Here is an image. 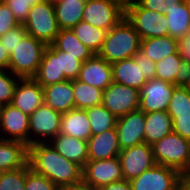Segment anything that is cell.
<instances>
[{
	"mask_svg": "<svg viewBox=\"0 0 190 190\" xmlns=\"http://www.w3.org/2000/svg\"><path fill=\"white\" fill-rule=\"evenodd\" d=\"M28 164L35 173L48 178L60 190L83 181V168L64 158L49 142L28 146Z\"/></svg>",
	"mask_w": 190,
	"mask_h": 190,
	"instance_id": "1",
	"label": "cell"
},
{
	"mask_svg": "<svg viewBox=\"0 0 190 190\" xmlns=\"http://www.w3.org/2000/svg\"><path fill=\"white\" fill-rule=\"evenodd\" d=\"M141 37L124 17L111 28L105 38L98 56L113 64L123 59L132 58L140 51Z\"/></svg>",
	"mask_w": 190,
	"mask_h": 190,
	"instance_id": "2",
	"label": "cell"
},
{
	"mask_svg": "<svg viewBox=\"0 0 190 190\" xmlns=\"http://www.w3.org/2000/svg\"><path fill=\"white\" fill-rule=\"evenodd\" d=\"M151 146L156 164L175 169L180 174L190 169V141L179 134L172 132Z\"/></svg>",
	"mask_w": 190,
	"mask_h": 190,
	"instance_id": "3",
	"label": "cell"
},
{
	"mask_svg": "<svg viewBox=\"0 0 190 190\" xmlns=\"http://www.w3.org/2000/svg\"><path fill=\"white\" fill-rule=\"evenodd\" d=\"M47 45L27 34L9 55L8 70L19 78H33Z\"/></svg>",
	"mask_w": 190,
	"mask_h": 190,
	"instance_id": "4",
	"label": "cell"
},
{
	"mask_svg": "<svg viewBox=\"0 0 190 190\" xmlns=\"http://www.w3.org/2000/svg\"><path fill=\"white\" fill-rule=\"evenodd\" d=\"M23 25L29 35L47 46L51 45L59 32L53 0L34 4Z\"/></svg>",
	"mask_w": 190,
	"mask_h": 190,
	"instance_id": "5",
	"label": "cell"
},
{
	"mask_svg": "<svg viewBox=\"0 0 190 190\" xmlns=\"http://www.w3.org/2000/svg\"><path fill=\"white\" fill-rule=\"evenodd\" d=\"M125 18L141 39L168 35L166 17L161 13L143 8L138 2L125 10Z\"/></svg>",
	"mask_w": 190,
	"mask_h": 190,
	"instance_id": "6",
	"label": "cell"
},
{
	"mask_svg": "<svg viewBox=\"0 0 190 190\" xmlns=\"http://www.w3.org/2000/svg\"><path fill=\"white\" fill-rule=\"evenodd\" d=\"M62 113L46 104L39 106L29 115V145L50 142L59 134Z\"/></svg>",
	"mask_w": 190,
	"mask_h": 190,
	"instance_id": "7",
	"label": "cell"
},
{
	"mask_svg": "<svg viewBox=\"0 0 190 190\" xmlns=\"http://www.w3.org/2000/svg\"><path fill=\"white\" fill-rule=\"evenodd\" d=\"M129 182L133 190H178L181 174L175 169L155 164Z\"/></svg>",
	"mask_w": 190,
	"mask_h": 190,
	"instance_id": "8",
	"label": "cell"
},
{
	"mask_svg": "<svg viewBox=\"0 0 190 190\" xmlns=\"http://www.w3.org/2000/svg\"><path fill=\"white\" fill-rule=\"evenodd\" d=\"M102 105L117 118L139 109L138 89L112 82L103 91Z\"/></svg>",
	"mask_w": 190,
	"mask_h": 190,
	"instance_id": "9",
	"label": "cell"
},
{
	"mask_svg": "<svg viewBox=\"0 0 190 190\" xmlns=\"http://www.w3.org/2000/svg\"><path fill=\"white\" fill-rule=\"evenodd\" d=\"M125 17V11L109 0H86L81 21L110 30Z\"/></svg>",
	"mask_w": 190,
	"mask_h": 190,
	"instance_id": "10",
	"label": "cell"
},
{
	"mask_svg": "<svg viewBox=\"0 0 190 190\" xmlns=\"http://www.w3.org/2000/svg\"><path fill=\"white\" fill-rule=\"evenodd\" d=\"M124 179L130 181L142 172L152 168L156 163L152 146L146 143L121 149L119 155Z\"/></svg>",
	"mask_w": 190,
	"mask_h": 190,
	"instance_id": "11",
	"label": "cell"
},
{
	"mask_svg": "<svg viewBox=\"0 0 190 190\" xmlns=\"http://www.w3.org/2000/svg\"><path fill=\"white\" fill-rule=\"evenodd\" d=\"M0 138L20 141L29 146V115L11 104L1 106Z\"/></svg>",
	"mask_w": 190,
	"mask_h": 190,
	"instance_id": "12",
	"label": "cell"
},
{
	"mask_svg": "<svg viewBox=\"0 0 190 190\" xmlns=\"http://www.w3.org/2000/svg\"><path fill=\"white\" fill-rule=\"evenodd\" d=\"M176 86L173 83L156 78L148 80L139 90V109L144 113L167 111Z\"/></svg>",
	"mask_w": 190,
	"mask_h": 190,
	"instance_id": "13",
	"label": "cell"
},
{
	"mask_svg": "<svg viewBox=\"0 0 190 190\" xmlns=\"http://www.w3.org/2000/svg\"><path fill=\"white\" fill-rule=\"evenodd\" d=\"M119 157L87 161L83 168V181L97 188L123 180Z\"/></svg>",
	"mask_w": 190,
	"mask_h": 190,
	"instance_id": "14",
	"label": "cell"
},
{
	"mask_svg": "<svg viewBox=\"0 0 190 190\" xmlns=\"http://www.w3.org/2000/svg\"><path fill=\"white\" fill-rule=\"evenodd\" d=\"M167 113L173 120V132L190 141V90L183 85L174 88Z\"/></svg>",
	"mask_w": 190,
	"mask_h": 190,
	"instance_id": "15",
	"label": "cell"
},
{
	"mask_svg": "<svg viewBox=\"0 0 190 190\" xmlns=\"http://www.w3.org/2000/svg\"><path fill=\"white\" fill-rule=\"evenodd\" d=\"M116 131L121 149L144 143L145 113L138 109L119 117Z\"/></svg>",
	"mask_w": 190,
	"mask_h": 190,
	"instance_id": "16",
	"label": "cell"
},
{
	"mask_svg": "<svg viewBox=\"0 0 190 190\" xmlns=\"http://www.w3.org/2000/svg\"><path fill=\"white\" fill-rule=\"evenodd\" d=\"M43 103V87L34 78H20L15 87L11 105L31 115Z\"/></svg>",
	"mask_w": 190,
	"mask_h": 190,
	"instance_id": "17",
	"label": "cell"
},
{
	"mask_svg": "<svg viewBox=\"0 0 190 190\" xmlns=\"http://www.w3.org/2000/svg\"><path fill=\"white\" fill-rule=\"evenodd\" d=\"M77 80L105 90L113 82L112 66L104 58L94 54L82 63Z\"/></svg>",
	"mask_w": 190,
	"mask_h": 190,
	"instance_id": "18",
	"label": "cell"
},
{
	"mask_svg": "<svg viewBox=\"0 0 190 190\" xmlns=\"http://www.w3.org/2000/svg\"><path fill=\"white\" fill-rule=\"evenodd\" d=\"M111 66L113 82L140 90L148 81L142 76L141 51L137 52L132 58L115 62Z\"/></svg>",
	"mask_w": 190,
	"mask_h": 190,
	"instance_id": "19",
	"label": "cell"
},
{
	"mask_svg": "<svg viewBox=\"0 0 190 190\" xmlns=\"http://www.w3.org/2000/svg\"><path fill=\"white\" fill-rule=\"evenodd\" d=\"M88 161L117 157L121 151L116 127L100 134L92 135L88 141Z\"/></svg>",
	"mask_w": 190,
	"mask_h": 190,
	"instance_id": "20",
	"label": "cell"
},
{
	"mask_svg": "<svg viewBox=\"0 0 190 190\" xmlns=\"http://www.w3.org/2000/svg\"><path fill=\"white\" fill-rule=\"evenodd\" d=\"M43 87L44 104L60 113L75 108L73 80L51 84Z\"/></svg>",
	"mask_w": 190,
	"mask_h": 190,
	"instance_id": "21",
	"label": "cell"
},
{
	"mask_svg": "<svg viewBox=\"0 0 190 190\" xmlns=\"http://www.w3.org/2000/svg\"><path fill=\"white\" fill-rule=\"evenodd\" d=\"M49 143L64 158L80 165L82 168L86 165L88 161L87 141L59 133Z\"/></svg>",
	"mask_w": 190,
	"mask_h": 190,
	"instance_id": "22",
	"label": "cell"
},
{
	"mask_svg": "<svg viewBox=\"0 0 190 190\" xmlns=\"http://www.w3.org/2000/svg\"><path fill=\"white\" fill-rule=\"evenodd\" d=\"M59 133L88 141L92 133L86 110L74 108L62 113Z\"/></svg>",
	"mask_w": 190,
	"mask_h": 190,
	"instance_id": "23",
	"label": "cell"
},
{
	"mask_svg": "<svg viewBox=\"0 0 190 190\" xmlns=\"http://www.w3.org/2000/svg\"><path fill=\"white\" fill-rule=\"evenodd\" d=\"M28 163V146L20 141L0 138V172L24 167Z\"/></svg>",
	"mask_w": 190,
	"mask_h": 190,
	"instance_id": "24",
	"label": "cell"
},
{
	"mask_svg": "<svg viewBox=\"0 0 190 190\" xmlns=\"http://www.w3.org/2000/svg\"><path fill=\"white\" fill-rule=\"evenodd\" d=\"M33 78L41 86H48L67 80L64 74H60L59 50L52 45L46 47L38 71Z\"/></svg>",
	"mask_w": 190,
	"mask_h": 190,
	"instance_id": "25",
	"label": "cell"
},
{
	"mask_svg": "<svg viewBox=\"0 0 190 190\" xmlns=\"http://www.w3.org/2000/svg\"><path fill=\"white\" fill-rule=\"evenodd\" d=\"M173 132V120L167 111L145 113L144 143L153 145Z\"/></svg>",
	"mask_w": 190,
	"mask_h": 190,
	"instance_id": "26",
	"label": "cell"
},
{
	"mask_svg": "<svg viewBox=\"0 0 190 190\" xmlns=\"http://www.w3.org/2000/svg\"><path fill=\"white\" fill-rule=\"evenodd\" d=\"M86 0H53L59 29H72L83 16Z\"/></svg>",
	"mask_w": 190,
	"mask_h": 190,
	"instance_id": "27",
	"label": "cell"
},
{
	"mask_svg": "<svg viewBox=\"0 0 190 190\" xmlns=\"http://www.w3.org/2000/svg\"><path fill=\"white\" fill-rule=\"evenodd\" d=\"M155 66L156 79L182 85L186 64L180 52L163 57Z\"/></svg>",
	"mask_w": 190,
	"mask_h": 190,
	"instance_id": "28",
	"label": "cell"
},
{
	"mask_svg": "<svg viewBox=\"0 0 190 190\" xmlns=\"http://www.w3.org/2000/svg\"><path fill=\"white\" fill-rule=\"evenodd\" d=\"M140 51L152 61L159 62L163 57L179 52V40L171 36L141 39Z\"/></svg>",
	"mask_w": 190,
	"mask_h": 190,
	"instance_id": "29",
	"label": "cell"
},
{
	"mask_svg": "<svg viewBox=\"0 0 190 190\" xmlns=\"http://www.w3.org/2000/svg\"><path fill=\"white\" fill-rule=\"evenodd\" d=\"M51 45L59 51L67 52L83 63L94 55V53L76 37L72 29H59Z\"/></svg>",
	"mask_w": 190,
	"mask_h": 190,
	"instance_id": "30",
	"label": "cell"
},
{
	"mask_svg": "<svg viewBox=\"0 0 190 190\" xmlns=\"http://www.w3.org/2000/svg\"><path fill=\"white\" fill-rule=\"evenodd\" d=\"M168 23V35L177 40L190 32V11L185 1L181 5L168 7L164 14Z\"/></svg>",
	"mask_w": 190,
	"mask_h": 190,
	"instance_id": "31",
	"label": "cell"
},
{
	"mask_svg": "<svg viewBox=\"0 0 190 190\" xmlns=\"http://www.w3.org/2000/svg\"><path fill=\"white\" fill-rule=\"evenodd\" d=\"M72 31L94 54H98L108 33V30L97 28L85 21H80Z\"/></svg>",
	"mask_w": 190,
	"mask_h": 190,
	"instance_id": "32",
	"label": "cell"
},
{
	"mask_svg": "<svg viewBox=\"0 0 190 190\" xmlns=\"http://www.w3.org/2000/svg\"><path fill=\"white\" fill-rule=\"evenodd\" d=\"M73 91L76 109H88L93 106L101 105L103 91L100 88L88 85L79 80H73Z\"/></svg>",
	"mask_w": 190,
	"mask_h": 190,
	"instance_id": "33",
	"label": "cell"
},
{
	"mask_svg": "<svg viewBox=\"0 0 190 190\" xmlns=\"http://www.w3.org/2000/svg\"><path fill=\"white\" fill-rule=\"evenodd\" d=\"M92 135L100 134L116 127L117 117L109 112L102 104L86 109Z\"/></svg>",
	"mask_w": 190,
	"mask_h": 190,
	"instance_id": "34",
	"label": "cell"
},
{
	"mask_svg": "<svg viewBox=\"0 0 190 190\" xmlns=\"http://www.w3.org/2000/svg\"><path fill=\"white\" fill-rule=\"evenodd\" d=\"M26 165L22 168L0 172V190H25Z\"/></svg>",
	"mask_w": 190,
	"mask_h": 190,
	"instance_id": "35",
	"label": "cell"
},
{
	"mask_svg": "<svg viewBox=\"0 0 190 190\" xmlns=\"http://www.w3.org/2000/svg\"><path fill=\"white\" fill-rule=\"evenodd\" d=\"M19 79L9 70H0V107L11 104Z\"/></svg>",
	"mask_w": 190,
	"mask_h": 190,
	"instance_id": "36",
	"label": "cell"
},
{
	"mask_svg": "<svg viewBox=\"0 0 190 190\" xmlns=\"http://www.w3.org/2000/svg\"><path fill=\"white\" fill-rule=\"evenodd\" d=\"M82 61L69 55L67 52L59 51L60 74H64L67 80H76L81 70Z\"/></svg>",
	"mask_w": 190,
	"mask_h": 190,
	"instance_id": "37",
	"label": "cell"
},
{
	"mask_svg": "<svg viewBox=\"0 0 190 190\" xmlns=\"http://www.w3.org/2000/svg\"><path fill=\"white\" fill-rule=\"evenodd\" d=\"M25 190H60V189L45 176L35 173L27 163Z\"/></svg>",
	"mask_w": 190,
	"mask_h": 190,
	"instance_id": "38",
	"label": "cell"
},
{
	"mask_svg": "<svg viewBox=\"0 0 190 190\" xmlns=\"http://www.w3.org/2000/svg\"><path fill=\"white\" fill-rule=\"evenodd\" d=\"M12 11L14 17L20 24H23L32 6L43 0H2Z\"/></svg>",
	"mask_w": 190,
	"mask_h": 190,
	"instance_id": "39",
	"label": "cell"
},
{
	"mask_svg": "<svg viewBox=\"0 0 190 190\" xmlns=\"http://www.w3.org/2000/svg\"><path fill=\"white\" fill-rule=\"evenodd\" d=\"M23 24L10 29L6 34L0 36V43L6 49L8 55L15 49L17 44L27 35Z\"/></svg>",
	"mask_w": 190,
	"mask_h": 190,
	"instance_id": "40",
	"label": "cell"
},
{
	"mask_svg": "<svg viewBox=\"0 0 190 190\" xmlns=\"http://www.w3.org/2000/svg\"><path fill=\"white\" fill-rule=\"evenodd\" d=\"M20 25L14 17L10 8L0 0V36L6 34L10 29Z\"/></svg>",
	"mask_w": 190,
	"mask_h": 190,
	"instance_id": "41",
	"label": "cell"
},
{
	"mask_svg": "<svg viewBox=\"0 0 190 190\" xmlns=\"http://www.w3.org/2000/svg\"><path fill=\"white\" fill-rule=\"evenodd\" d=\"M184 0H138V3L148 10L164 14L165 10L176 5H181Z\"/></svg>",
	"mask_w": 190,
	"mask_h": 190,
	"instance_id": "42",
	"label": "cell"
},
{
	"mask_svg": "<svg viewBox=\"0 0 190 190\" xmlns=\"http://www.w3.org/2000/svg\"><path fill=\"white\" fill-rule=\"evenodd\" d=\"M155 62L149 59L145 54L141 52V69L142 76H144L147 80H151L155 78L156 75V66Z\"/></svg>",
	"mask_w": 190,
	"mask_h": 190,
	"instance_id": "43",
	"label": "cell"
},
{
	"mask_svg": "<svg viewBox=\"0 0 190 190\" xmlns=\"http://www.w3.org/2000/svg\"><path fill=\"white\" fill-rule=\"evenodd\" d=\"M179 52L181 53L185 64H190V32L179 40Z\"/></svg>",
	"mask_w": 190,
	"mask_h": 190,
	"instance_id": "44",
	"label": "cell"
},
{
	"mask_svg": "<svg viewBox=\"0 0 190 190\" xmlns=\"http://www.w3.org/2000/svg\"><path fill=\"white\" fill-rule=\"evenodd\" d=\"M99 190H133L129 181L123 179L98 188Z\"/></svg>",
	"mask_w": 190,
	"mask_h": 190,
	"instance_id": "45",
	"label": "cell"
},
{
	"mask_svg": "<svg viewBox=\"0 0 190 190\" xmlns=\"http://www.w3.org/2000/svg\"><path fill=\"white\" fill-rule=\"evenodd\" d=\"M9 55L3 45L0 43V70H8Z\"/></svg>",
	"mask_w": 190,
	"mask_h": 190,
	"instance_id": "46",
	"label": "cell"
},
{
	"mask_svg": "<svg viewBox=\"0 0 190 190\" xmlns=\"http://www.w3.org/2000/svg\"><path fill=\"white\" fill-rule=\"evenodd\" d=\"M64 190H99L97 187L89 185L85 183L84 181H81L80 183H77L69 188H66Z\"/></svg>",
	"mask_w": 190,
	"mask_h": 190,
	"instance_id": "47",
	"label": "cell"
},
{
	"mask_svg": "<svg viewBox=\"0 0 190 190\" xmlns=\"http://www.w3.org/2000/svg\"><path fill=\"white\" fill-rule=\"evenodd\" d=\"M181 188L183 190H190V171L181 174Z\"/></svg>",
	"mask_w": 190,
	"mask_h": 190,
	"instance_id": "48",
	"label": "cell"
},
{
	"mask_svg": "<svg viewBox=\"0 0 190 190\" xmlns=\"http://www.w3.org/2000/svg\"><path fill=\"white\" fill-rule=\"evenodd\" d=\"M119 5L124 11L138 2V0H109Z\"/></svg>",
	"mask_w": 190,
	"mask_h": 190,
	"instance_id": "49",
	"label": "cell"
},
{
	"mask_svg": "<svg viewBox=\"0 0 190 190\" xmlns=\"http://www.w3.org/2000/svg\"><path fill=\"white\" fill-rule=\"evenodd\" d=\"M182 85L190 90V64L185 66V74Z\"/></svg>",
	"mask_w": 190,
	"mask_h": 190,
	"instance_id": "50",
	"label": "cell"
},
{
	"mask_svg": "<svg viewBox=\"0 0 190 190\" xmlns=\"http://www.w3.org/2000/svg\"><path fill=\"white\" fill-rule=\"evenodd\" d=\"M185 1V3L187 4V7H188V9H189V11H190V0H184Z\"/></svg>",
	"mask_w": 190,
	"mask_h": 190,
	"instance_id": "51",
	"label": "cell"
}]
</instances>
